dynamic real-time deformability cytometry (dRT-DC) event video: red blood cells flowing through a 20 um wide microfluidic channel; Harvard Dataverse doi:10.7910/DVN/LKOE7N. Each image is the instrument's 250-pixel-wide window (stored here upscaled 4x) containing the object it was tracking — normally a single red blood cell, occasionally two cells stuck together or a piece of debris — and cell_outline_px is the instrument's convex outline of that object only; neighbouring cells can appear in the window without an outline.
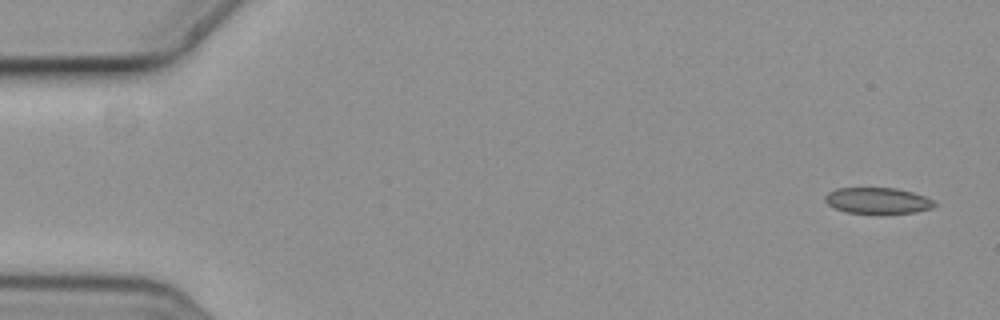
{"species": "common noctule bat (a hibernating species)", "species_latin": "Nyctalus noctula", "temperature_condition": "cold", "stored_images_in_passage": 6, "camera_frame_rate_fps": 3000, "um_per_image_px": 0.085, "animal": {"sex": "female", "body_mass_g": 19.3, "forearm_length_mm": 54.1}, "frame": {"image": 1, "passage_image": 1, "time_ms": 0.0, "image_size_px": [1000, 320], "cell_outline_px": [[936, 204], [932, 208], [916, 212], [844, 212], [828, 204], [824, 200], [824, 196], [828, 192], [836, 188], [896, 188], [912, 192], [924, 196], [932, 200]], "centroid_in_image_um": [74.57, 17.03], "position_along_channel_um": 10.4, "area_um2": 16.24}}